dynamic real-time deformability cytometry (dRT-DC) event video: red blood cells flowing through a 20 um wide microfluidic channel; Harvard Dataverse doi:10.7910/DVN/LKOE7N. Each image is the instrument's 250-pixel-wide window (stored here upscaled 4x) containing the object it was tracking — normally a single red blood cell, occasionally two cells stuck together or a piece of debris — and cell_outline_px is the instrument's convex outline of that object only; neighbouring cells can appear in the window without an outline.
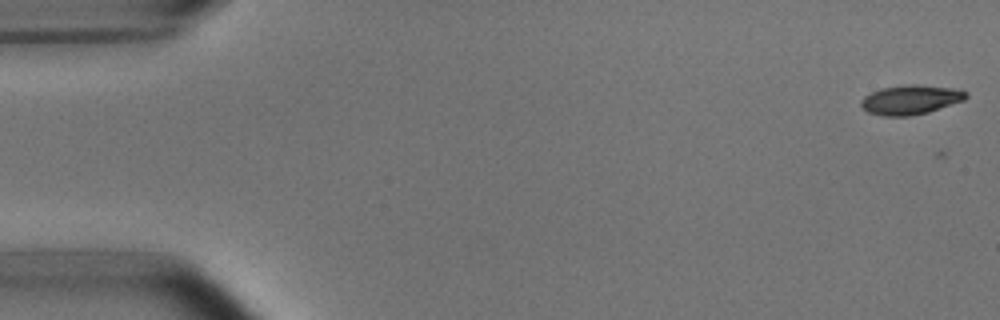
{"species": "common noctule bat (a hibernating species)", "species_latin": "Nyctalus noctula", "temperature_condition": "room temperature", "stored_images_in_passage": 6, "camera_frame_rate_fps": 3000, "um_per_image_px": 0.085, "animal": {"sex": "male", "body_mass_g": 15.6}, "frame": {"image": 1, "passage_image": 1, "time_ms": 0.0, "image_size_px": [1000, 320], "cell_outline_px": [[968, 96], [964, 100], [928, 112], [908, 116], [884, 116], [868, 112], [860, 104], [860, 100], [864, 96], [872, 92], [884, 88], [908, 84], [916, 84], [960, 88], [968, 92]], "centroid_in_image_um": [77.45, 8.46], "position_along_channel_um": 7.6, "area_um2": 18.03}}